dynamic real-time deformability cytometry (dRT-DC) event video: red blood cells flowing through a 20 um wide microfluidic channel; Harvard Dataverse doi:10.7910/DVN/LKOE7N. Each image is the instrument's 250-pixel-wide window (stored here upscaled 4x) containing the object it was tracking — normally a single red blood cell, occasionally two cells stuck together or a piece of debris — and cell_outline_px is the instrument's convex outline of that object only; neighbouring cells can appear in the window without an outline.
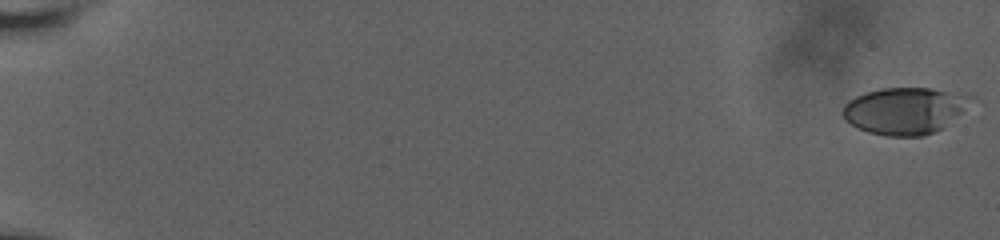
{"species": "human", "species_latin": "Homo sapiens", "temperature_condition": "room temperature", "stored_images_in_passage": 50, "camera_frame_rate_fps": 3000, "um_per_image_px": 0.085, "donor": {"sex": "male"}, "frame": {"image": 1, "passage_image": 1, "time_ms": 0.0, "image_size_px": [1000, 240], "cell_outline_px": [[980, 100], [944, 128], [924, 136], [884, 136], [868, 132], [844, 120], [844, 104], [848, 100], [856, 96], [868, 92], [884, 88], [928, 88], [976, 96]], "centroid_in_image_um": [77.04, 9.41], "position_along_channel_um": 8.0, "area_um2": 35.49}}
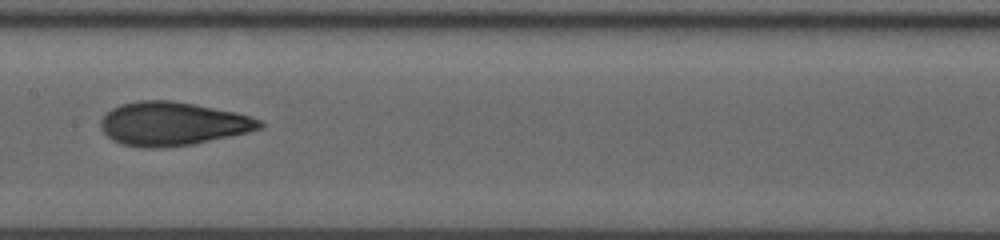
{"frame": {"image": 2, "passage_image": 28, "time_ms": 9.0, "image_size_px": [1000, 240], "cell_outline_px": [[264, 124], [260, 128], [248, 132], [192, 144], [160, 148], [144, 148], [124, 144], [112, 140], [100, 128], [100, 120], [112, 108], [120, 104], [140, 100], [172, 100], [236, 112], [260, 120]], "centroid_in_image_um": [14.64, 10.51], "position_along_channel_um": 192.8, "area_um2": 40.11}}
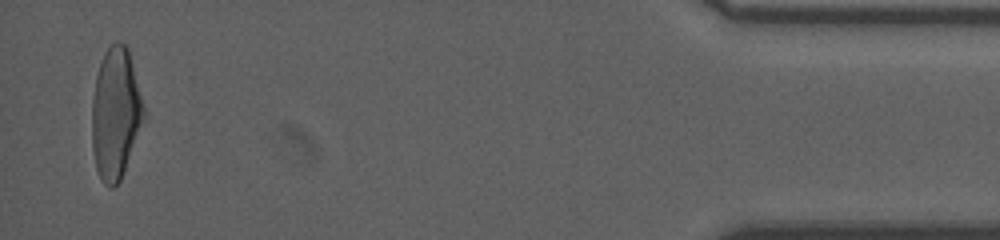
{"frame": {"image": 3, "passage_image": 50, "time_ms": 16.333, "image_size_px": [1000, 240], "cell_outline_px": [[144, 120], [120, 180], [112, 188], [108, 188], [100, 180], [96, 168], [92, 148], [92, 100], [96, 76], [104, 52], [116, 40], [124, 44], [128, 48], [144, 108]], "centroid_in_image_um": [9.8, 9.66], "position_along_channel_um": 425.4, "area_um2": 39.3}, "authors_computed_cell_mechanics": {"area_um2": 38.5815, "velocity_mm_per_s": 3.8229, "shape_relaxation_time_tau1_ms": 6.7532, "shape_relaxation_time_tau2_ms": 1.3719, "deformation_change_tau1": 0.2236, "deformation_change_tau2": 0.0817}}